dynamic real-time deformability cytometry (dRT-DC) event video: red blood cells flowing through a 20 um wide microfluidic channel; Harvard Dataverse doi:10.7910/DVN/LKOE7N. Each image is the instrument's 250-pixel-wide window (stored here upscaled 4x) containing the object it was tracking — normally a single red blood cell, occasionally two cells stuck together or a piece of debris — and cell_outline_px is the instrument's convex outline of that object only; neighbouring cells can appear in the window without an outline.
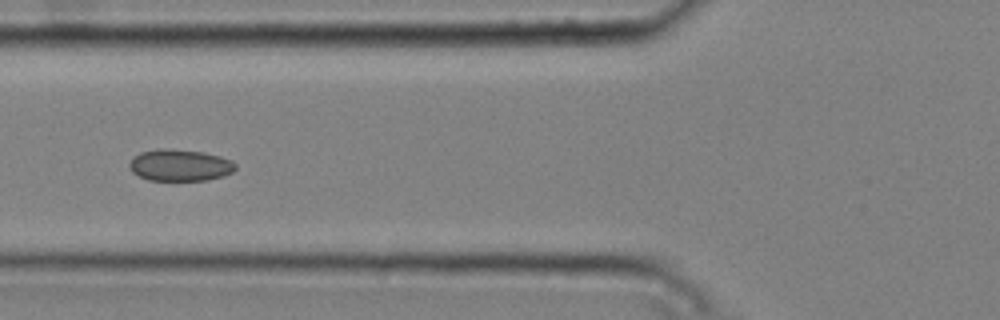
{"species": "common noctule bat (a hibernating species)", "species_latin": "Nyctalus noctula", "temperature_condition": "cold", "stored_images_in_passage": 5, "camera_frame_rate_fps": 3000, "um_per_image_px": 0.085, "animal": {"sex": "male", "body_mass_g": 20.4}, "frame": {"image": 1, "passage_image": 3, "time_ms": 0.667, "image_size_px": [1000, 320], "cell_outline_px": [[236, 168], [232, 172], [224, 176], [208, 180], [148, 180], [132, 172], [128, 164], [140, 152], [160, 148], [172, 148], [204, 152], [220, 156], [232, 160], [236, 164]], "centroid_in_image_um": [15.32, 14.03], "position_along_channel_um": 110.5, "area_um2": 19.71}}
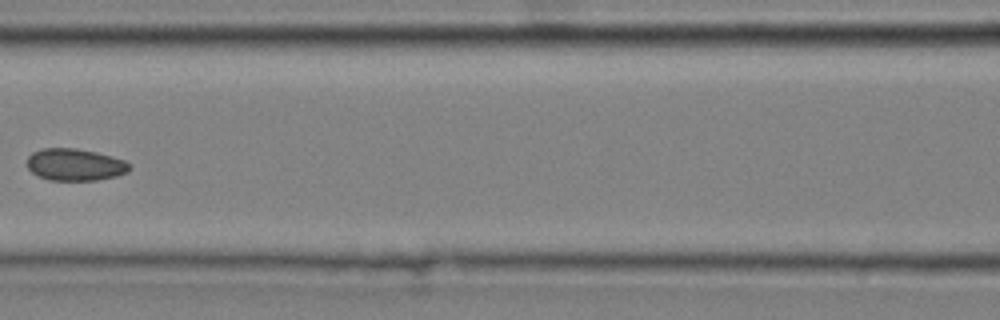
{"frame": {"image": 2, "passage_image": 4, "time_ms": 1.0, "image_size_px": [1000, 320], "cell_outline_px": [[132, 168], [128, 172], [116, 176], [96, 180], [48, 180], [36, 176], [28, 168], [28, 156], [32, 152], [40, 148], [76, 148], [96, 152], [112, 156], [124, 160], [132, 164]], "centroid_in_image_um": [6.39, 13.99], "position_along_channel_um": 160.2, "area_um2": 19.36}}
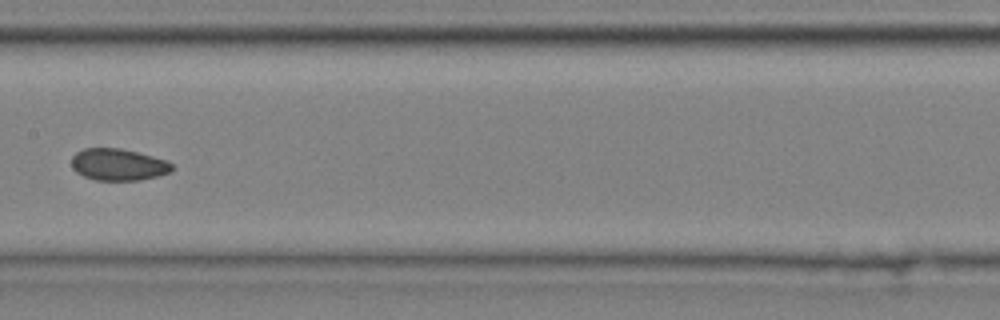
{"frame": {"image": 3, "passage_image": 5, "time_ms": 1.333, "image_size_px": [1000, 320], "cell_outline_px": [[172, 172], [140, 180], [96, 180], [84, 176], [76, 172], [72, 168], [72, 156], [76, 152], [84, 148], [120, 148], [168, 160], [172, 164]], "centroid_in_image_um": [10.05, 13.99], "position_along_channel_um": 197.4, "area_um2": 18.61}}